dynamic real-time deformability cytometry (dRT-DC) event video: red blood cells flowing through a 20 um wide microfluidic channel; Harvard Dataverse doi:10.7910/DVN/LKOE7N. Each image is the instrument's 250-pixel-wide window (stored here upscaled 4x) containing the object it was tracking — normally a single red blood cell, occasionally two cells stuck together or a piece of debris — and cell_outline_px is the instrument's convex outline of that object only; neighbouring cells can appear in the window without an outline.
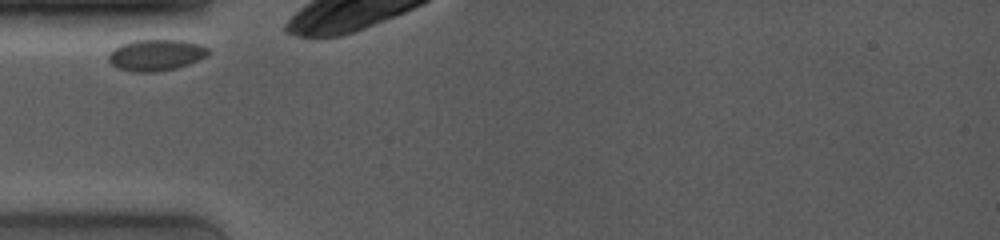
{"species": "common noctule bat (a hibernating species)", "species_latin": "Nyctalus noctula", "temperature_condition": "room temperature", "stored_images_in_passage": 2, "camera_frame_rate_fps": 4000, "um_per_image_px": 0.085, "animal": {"sex": "female", "body_mass_g": 19.0, "forearm_length_mm": 53.3}, "frame": {"image": 1, "passage_image": 1, "time_ms": 0.0, "image_size_px": [1000, 240], "cell_outline_px": [[212, 52], [208, 56], [188, 64], [176, 68], [156, 72], [132, 72], [116, 68], [108, 60], [108, 52], [112, 48], [120, 44], [136, 40], [184, 40], [200, 44], [208, 48]], "centroid_in_image_um": [13.25, 4.68], "position_along_channel_um": 71.8, "area_um2": 18.55}}